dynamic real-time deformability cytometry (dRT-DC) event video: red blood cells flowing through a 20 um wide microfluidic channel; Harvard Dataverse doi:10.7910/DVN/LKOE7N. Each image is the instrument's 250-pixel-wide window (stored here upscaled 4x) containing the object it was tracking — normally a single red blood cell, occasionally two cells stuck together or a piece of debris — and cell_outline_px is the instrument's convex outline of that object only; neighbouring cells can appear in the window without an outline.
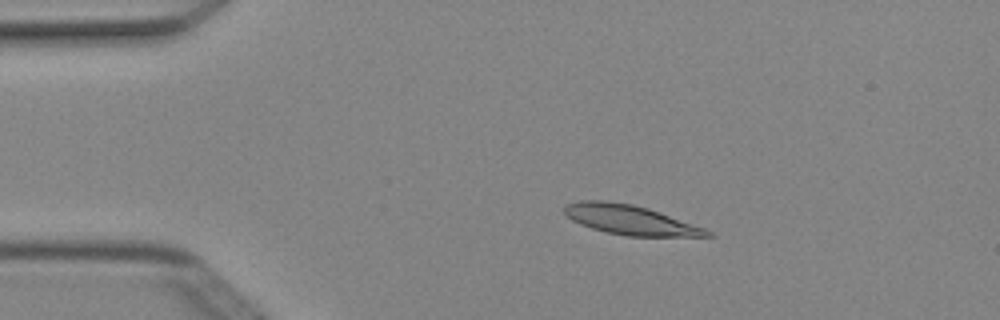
{"species": "Egyptian fruit bat (a non-hibernating species)", "species_latin": "Rousettus aegyptiacus", "temperature_condition": "cold", "stored_images_in_passage": 4, "camera_frame_rate_fps": 3000, "um_per_image_px": 0.085, "animal": {"sex": "female"}, "frame": {"image": 1, "passage_image": 2, "time_ms": 0.333, "image_size_px": [1000, 320], "cell_outline_px": [[716, 236], [628, 236], [608, 232], [592, 228], [580, 224], [572, 220], [564, 212], [564, 204], [580, 200], [608, 200], [632, 204], [648, 208], [660, 212], [704, 228], [712, 232]], "centroid_in_image_um": [53.54, 18.67], "position_along_channel_um": 31.5, "area_um2": 24.51}}
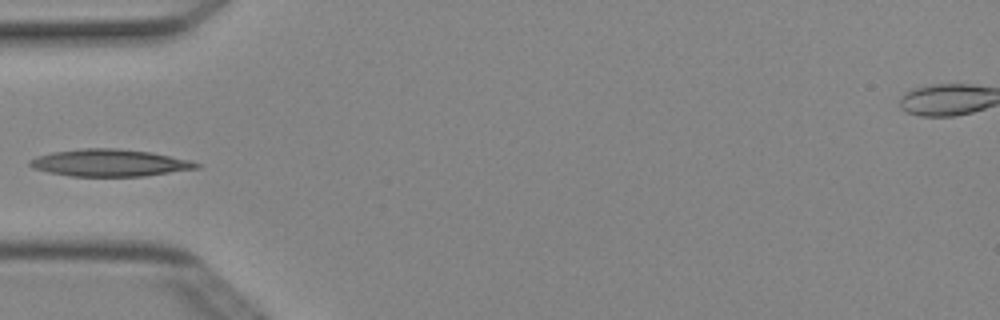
{"frame": {"image": 2, "passage_image": 4, "time_ms": 1.0, "image_size_px": [1000, 320], "cell_outline_px": [[200, 168], [144, 176], [72, 176], [48, 172], [32, 168], [28, 164], [28, 160], [36, 156], [52, 152], [84, 148], [116, 148], [152, 152], [192, 160], [200, 164]], "centroid_in_image_um": [9.32, 13.84], "position_along_channel_um": 75.7, "area_um2": 26.47}}